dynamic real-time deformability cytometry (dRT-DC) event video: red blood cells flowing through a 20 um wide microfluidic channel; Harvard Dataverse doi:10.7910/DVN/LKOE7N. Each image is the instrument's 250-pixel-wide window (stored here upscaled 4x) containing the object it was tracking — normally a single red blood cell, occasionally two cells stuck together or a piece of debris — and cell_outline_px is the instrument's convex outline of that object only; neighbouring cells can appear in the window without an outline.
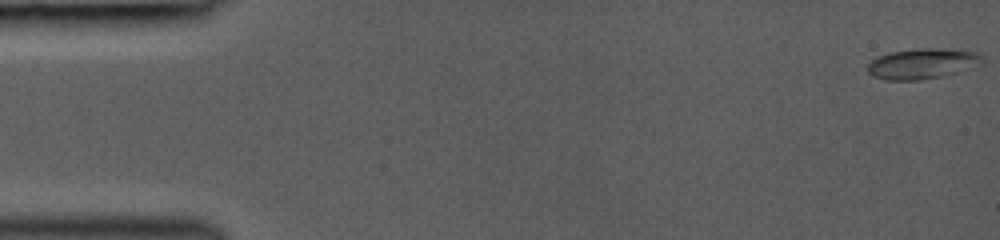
{"species": "common noctule bat (a hibernating species)", "species_latin": "Nyctalus noctula", "temperature_condition": "room temperature", "stored_images_in_passage": 18, "camera_frame_rate_fps": 3000, "um_per_image_px": 0.085, "animal": {"sex": "female", "body_mass_g": 19.0, "forearm_length_mm": 53.3}, "frame": {"image": 1, "passage_image": 1, "time_ms": 0.0, "image_size_px": [1000, 240], "cell_outline_px": [[984, 60], [956, 72], [944, 76], [920, 80], [884, 80], [872, 76], [868, 72], [868, 64], [872, 60], [888, 52], [916, 48], [932, 48], [980, 52]], "centroid_in_image_um": [78.33, 5.41], "position_along_channel_um": 6.7, "area_um2": 20.11}}
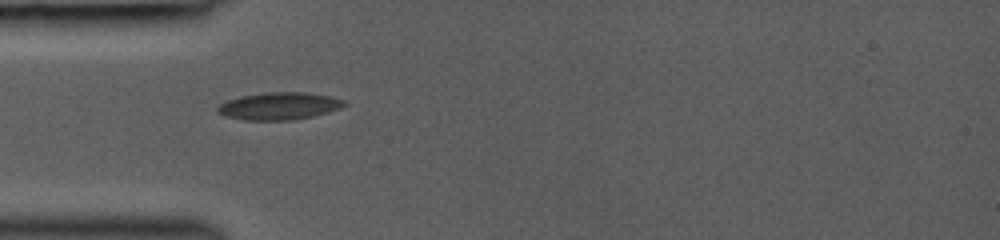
{"frame": {"image": 2, "passage_image": 11, "time_ms": 4.667, "image_size_px": [1000, 240], "cell_outline_px": [[348, 104], [340, 108], [328, 112], [312, 116], [292, 120], [244, 120], [224, 116], [216, 112], [216, 108], [220, 104], [228, 100], [240, 96], [268, 92], [304, 92], [328, 96], [344, 100]], "centroid_in_image_um": [23.7, 9.02], "position_along_channel_um": 61.3, "area_um2": 20.17}}
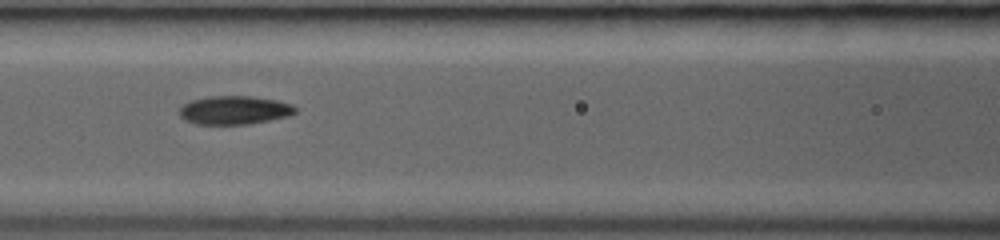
{"frame": {"image": 3, "passage_image": 16, "time_ms": 6.667, "image_size_px": [1000, 240], "cell_outline_px": [[296, 112], [288, 116], [248, 124], [196, 124], [184, 120], [180, 116], [180, 108], [184, 104], [192, 100], [212, 96], [252, 96], [276, 100], [292, 104], [296, 108]], "centroid_in_image_um": [19.92, 9.36], "position_along_channel_um": 146.7, "area_um2": 19.13}}